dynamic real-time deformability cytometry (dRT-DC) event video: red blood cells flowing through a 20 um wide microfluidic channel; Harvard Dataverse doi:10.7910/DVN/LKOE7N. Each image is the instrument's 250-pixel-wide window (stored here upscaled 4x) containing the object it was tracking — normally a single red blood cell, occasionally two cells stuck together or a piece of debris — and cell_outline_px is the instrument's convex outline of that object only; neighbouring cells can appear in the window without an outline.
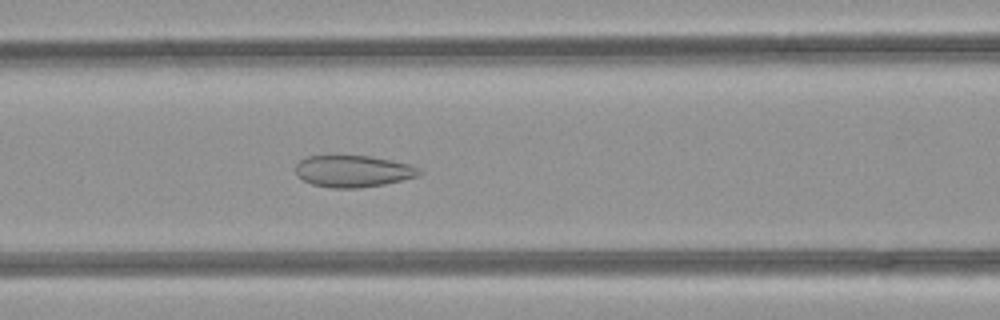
{"species": "common noctule bat (a hibernating species)", "species_latin": "Nyctalus noctula", "temperature_condition": "room temperature", "stored_images_in_passage": 43, "camera_frame_rate_fps": 3000, "um_per_image_px": 0.085, "animal": {"sex": "female", "body_mass_g": 21.9}, "frame": {"image": 1, "passage_image": 17, "time_ms": 5.333, "image_size_px": [1000, 320], "cell_outline_px": [[424, 172], [416, 176], [384, 184], [360, 188], [332, 188], [312, 184], [296, 176], [296, 164], [300, 160], [308, 156], [368, 156], [408, 164], [420, 168]], "centroid_in_image_um": [29.99, 14.56], "position_along_channel_um": 136.6, "area_um2": 22.66}}
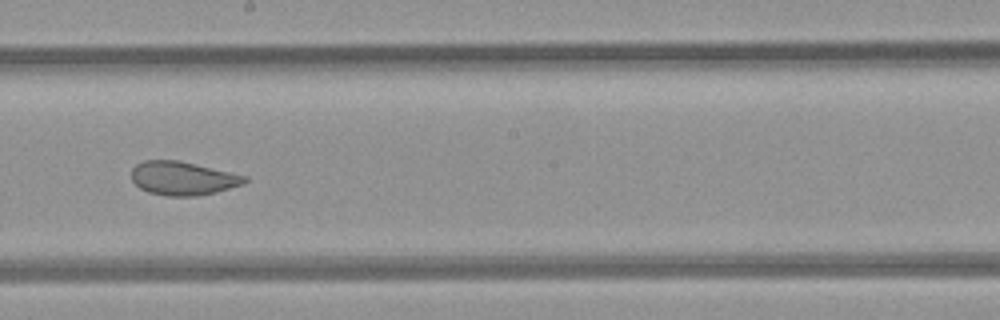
{"frame": {"image": 2, "passage_image": 24, "time_ms": 7.667, "image_size_px": [1000, 320], "cell_outline_px": [[248, 180], [244, 184], [216, 192], [196, 196], [168, 196], [148, 192], [140, 188], [132, 180], [132, 168], [136, 164], [144, 160], [176, 160], [248, 176]], "centroid_in_image_um": [15.54, 15.16], "position_along_channel_um": 232.7, "area_um2": 22.08}}
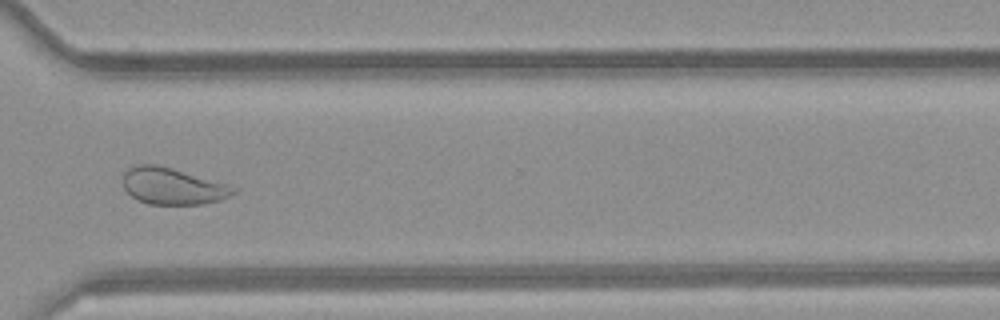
{"frame": {"image": 3, "passage_image": 33, "time_ms": 10.667, "image_size_px": [1000, 320], "cell_outline_px": [[240, 188], [236, 192], [220, 200], [200, 204], [148, 204], [136, 200], [124, 188], [124, 172], [128, 168], [136, 164], [156, 164]], "centroid_in_image_um": [14.65, 15.83], "position_along_channel_um": 356.0, "area_um2": 23.29}, "authors_computed_cell_mechanics": {"area_um2": 24.2182, "velocity_mm_per_s": 4.1218, "shape_relaxation_time_tau1_ms": null, "shape_relaxation_time_tau2_ms": 1.6286, "deformation_change_tau1": null, "deformation_change_tau2": 0.0571}}